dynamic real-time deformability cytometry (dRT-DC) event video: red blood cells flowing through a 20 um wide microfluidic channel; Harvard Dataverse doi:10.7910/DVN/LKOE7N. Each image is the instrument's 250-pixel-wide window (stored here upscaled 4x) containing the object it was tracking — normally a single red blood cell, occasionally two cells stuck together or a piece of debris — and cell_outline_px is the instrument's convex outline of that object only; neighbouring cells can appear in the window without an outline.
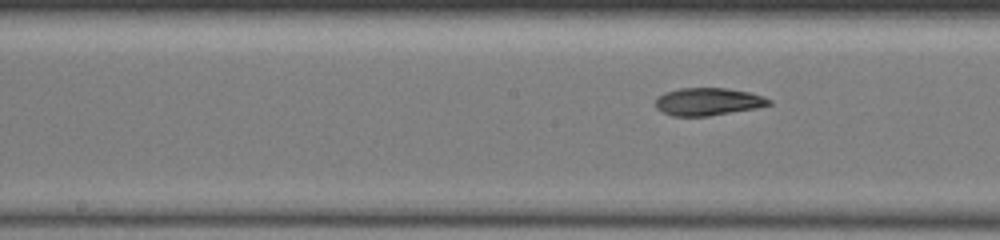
{"species": "common noctule bat (a hibernating species)", "species_latin": "Nyctalus noctula", "temperature_condition": "warm", "stored_images_in_passage": 7, "segment_of_instrument_passage": [2, 2], "camera_frame_rate_fps": 3000, "um_per_image_px": 0.085, "animal": {"sex": "female", "body_mass_g": 19.5, "forearm_length_mm": 54.1}, "frame": {"image": 1, "passage_image": 7, "time_ms": 5.667, "image_size_px": [1000, 240], "cell_outline_px": [[772, 104], [756, 108], [708, 116], [672, 116], [656, 108], [656, 96], [664, 92], [680, 88], [728, 88], [748, 92], [772, 100]], "centroid_in_image_um": [60.15, 8.63], "position_along_channel_um": 188.0, "area_um2": 18.21}}